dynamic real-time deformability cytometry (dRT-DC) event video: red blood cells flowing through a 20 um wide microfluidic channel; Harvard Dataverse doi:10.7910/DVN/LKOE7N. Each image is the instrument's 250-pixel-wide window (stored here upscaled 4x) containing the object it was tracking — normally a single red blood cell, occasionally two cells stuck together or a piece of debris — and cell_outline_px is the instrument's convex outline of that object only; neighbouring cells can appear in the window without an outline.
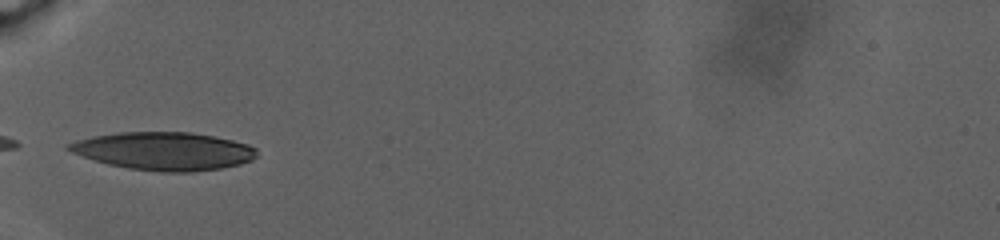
{"species": "human", "species_latin": "Homo sapiens", "temperature_condition": "warm", "stored_images_in_passage": 99, "camera_frame_rate_fps": 3000, "um_per_image_px": 0.085, "donor": {"sex": "male"}, "frame": {"image": 1, "passage_image": 1, "time_ms": 0.0, "image_size_px": [1000, 240], "cell_outline_px": [[256, 156], [252, 160], [240, 164], [220, 168], [192, 172], [160, 172], [128, 168], [108, 164], [72, 152], [64, 148], [64, 144], [76, 140], [92, 136], [116, 132], [192, 132], [232, 140], [248, 144], [256, 148]], "centroid_in_image_um": [13.91, 12.83], "position_along_channel_um": 71.1, "area_um2": 41.67}}
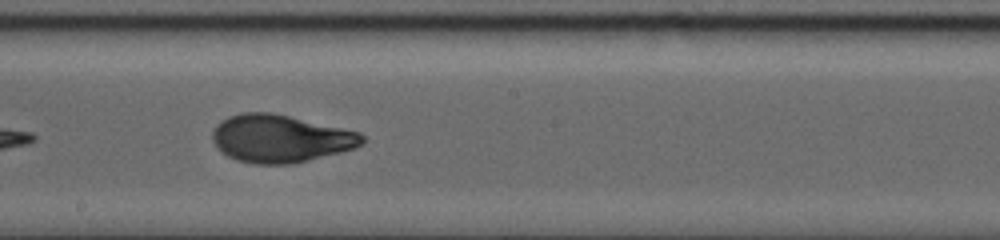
{"frame": {"image": 2, "passage_image": 35, "time_ms": 7.333, "image_size_px": [1000, 240], "cell_outline_px": [[364, 144], [340, 152], [292, 164], [252, 164], [236, 160], [228, 156], [216, 148], [212, 140], [212, 132], [216, 124], [228, 116], [240, 112], [272, 112], [360, 132], [364, 136]], "centroid_in_image_um": [23.79, 11.77], "position_along_channel_um": 224.4, "area_um2": 41.73}}
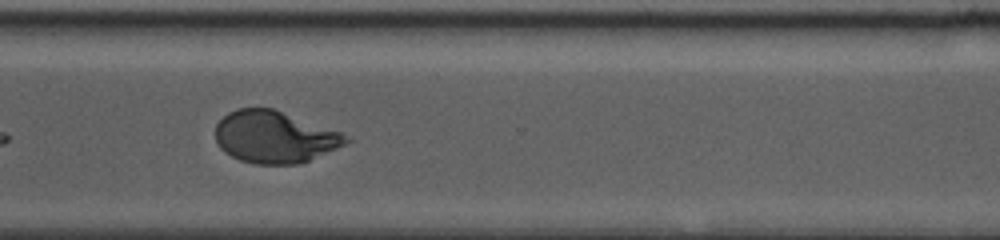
{"frame": {"image": 3, "passage_image": 62, "time_ms": 13.0, "image_size_px": [1000, 240], "cell_outline_px": [[352, 140], [336, 148], [308, 160], [296, 164], [252, 164], [240, 160], [224, 152], [220, 148], [216, 140], [216, 124], [228, 112], [236, 108], [272, 108], [340, 132], [348, 136]], "centroid_in_image_um": [23.3, 11.64], "position_along_channel_um": 347.3, "area_um2": 39.19}, "authors_computed_cell_mechanics": {"area_um2": 41.5582, "velocity_mm_per_s": 2.1732, "shape_relaxation_time_tau1_ms": 10.3259, "shape_relaxation_time_tau2_ms": 1.8278, "deformation_change_tau1": 0.2729, "deformation_change_tau2": 0.0644}}